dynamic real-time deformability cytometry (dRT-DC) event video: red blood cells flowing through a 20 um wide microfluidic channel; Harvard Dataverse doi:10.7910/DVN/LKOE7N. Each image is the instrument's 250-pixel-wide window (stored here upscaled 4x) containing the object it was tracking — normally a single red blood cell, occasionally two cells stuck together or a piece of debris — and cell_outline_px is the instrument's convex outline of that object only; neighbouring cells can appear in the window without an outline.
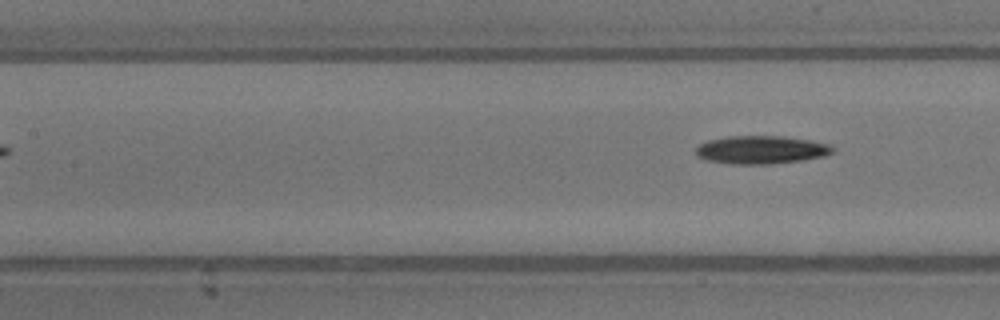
{"species": "common noctule bat (a hibernating species)", "species_latin": "Nyctalus noctula", "temperature_condition": "warm", "stored_images_in_passage": 6, "segment_of_instrument_passage": [2, 2], "camera_frame_rate_fps": 3000, "um_per_image_px": 0.085, "animal": {"sex": "male", "body_mass_g": 13.3}, "frame": {"image": 1, "passage_image": 6, "time_ms": 1.667, "image_size_px": [1000, 320], "cell_outline_px": [[836, 152], [824, 156], [804, 160], [768, 164], [728, 164], [704, 160], [696, 156], [696, 148], [700, 144], [708, 140], [728, 136], [784, 136], [812, 140], [828, 144], [836, 148]], "centroid_in_image_um": [64.72, 12.73], "position_along_channel_um": 142.7, "area_um2": 22.77}}